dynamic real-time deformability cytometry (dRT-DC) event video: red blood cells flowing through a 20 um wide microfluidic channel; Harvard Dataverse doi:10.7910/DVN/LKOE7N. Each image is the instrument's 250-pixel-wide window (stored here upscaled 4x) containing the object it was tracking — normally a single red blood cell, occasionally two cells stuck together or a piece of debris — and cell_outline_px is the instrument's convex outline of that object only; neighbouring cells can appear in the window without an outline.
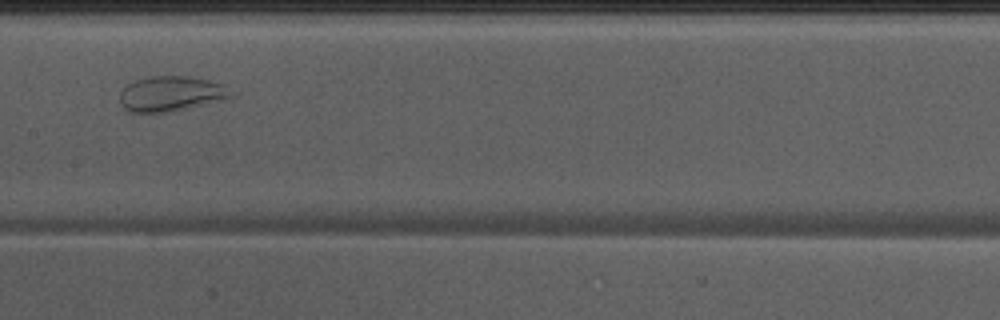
{"species": "Egyptian fruit bat (a non-hibernating species)", "species_latin": "Rousettus aegyptiacus", "temperature_condition": "warm", "stored_images_in_passage": 34, "camera_frame_rate_fps": 3000, "um_per_image_px": 0.085, "animal": {"sex": "male"}, "frame": {"image": 1, "passage_image": 15, "time_ms": 4.667, "image_size_px": [1000, 320], "cell_outline_px": [[232, 96], [228, 100], [172, 112], [128, 112], [120, 104], [120, 92], [132, 80], [144, 76], [188, 76], [208, 80], [224, 84], [232, 92]], "centroid_in_image_um": [14.56, 7.97], "position_along_channel_um": 192.8, "area_um2": 23.35}, "authors_computed_cell_mechanics": {"area_um2": 29.8248, "velocity_mm_per_s": 4.0038, "shape_relaxation_time_tau1_ms": null, "shape_relaxation_time_tau2_ms": 0.9984, "deformation_change_tau1": null, "deformation_change_tau2": 0.0555}}